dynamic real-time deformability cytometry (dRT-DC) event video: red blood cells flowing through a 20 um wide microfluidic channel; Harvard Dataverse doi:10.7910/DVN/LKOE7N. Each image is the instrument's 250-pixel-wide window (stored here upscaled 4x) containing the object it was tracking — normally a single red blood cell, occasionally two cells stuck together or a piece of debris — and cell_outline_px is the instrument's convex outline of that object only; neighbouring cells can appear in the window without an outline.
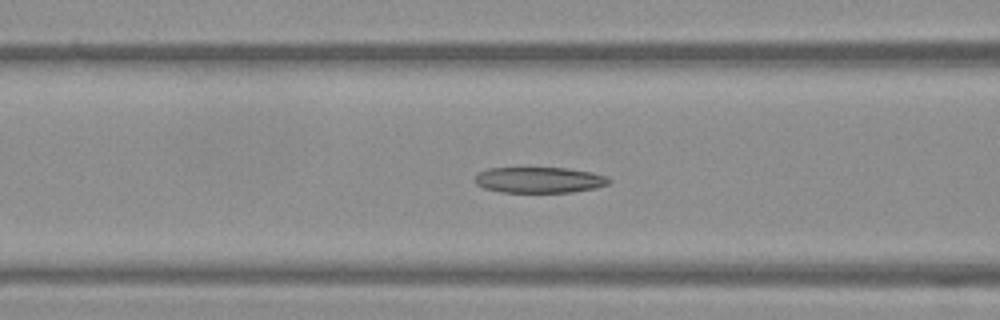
{"species": "Egyptian fruit bat (a non-hibernating species)", "species_latin": "Rousettus aegyptiacus", "temperature_condition": "warm", "stored_images_in_passage": 42, "camera_frame_rate_fps": 3000, "um_per_image_px": 0.085, "frame": {"image": 1, "passage_image": 9, "time_ms": 2.667, "image_size_px": [1000, 320], "cell_outline_px": [[612, 180], [608, 184], [596, 188], [572, 192], [500, 192], [484, 188], [476, 184], [476, 176], [480, 172], [488, 168], [568, 168], [592, 172], [608, 176]], "centroid_in_image_um": [45.89, 15.29], "position_along_channel_um": 120.7, "area_um2": 20.23}}
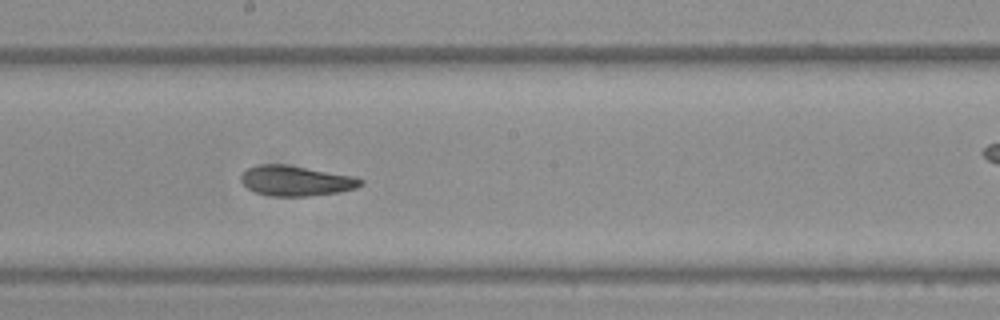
{"frame": {"image": 2, "passage_image": 17, "time_ms": 5.333, "image_size_px": [1000, 320], "cell_outline_px": [[364, 184], [356, 188], [340, 192], [308, 196], [272, 196], [256, 192], [248, 188], [240, 180], [240, 176], [248, 168], [260, 164], [284, 164], [352, 176], [364, 180]], "centroid_in_image_um": [25.16, 15.37], "position_along_channel_um": 223.0, "area_um2": 20.87}}
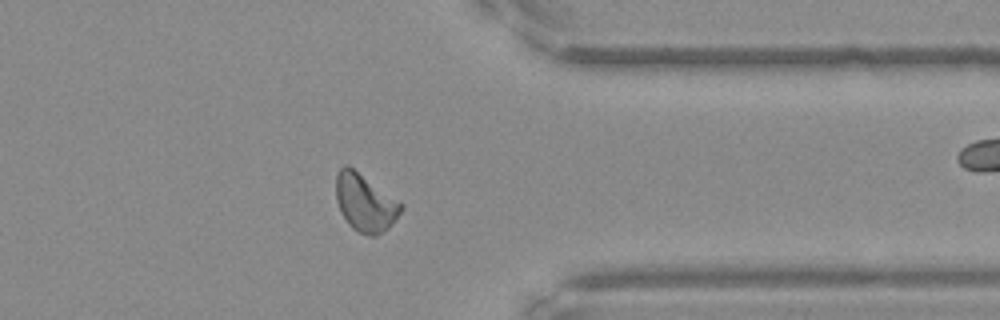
{"frame": {"image": 3, "passage_image": 30, "time_ms": 9.667, "image_size_px": [1000, 320], "cell_outline_px": [[404, 208], [388, 228], [376, 236], [368, 236], [352, 228], [348, 224], [340, 212], [336, 200], [336, 172], [344, 164], [348, 164], [404, 204]], "centroid_in_image_um": [31.02, 17.21], "position_along_channel_um": 380.4, "area_um2": 21.96}, "authors_computed_cell_mechanics": {"area_um2": 21.0681, "velocity_mm_per_s": 3.833, "shape_relaxation_time_tau1_ms": 5.8754, "shape_relaxation_time_tau2_ms": 2.2636, "deformation_change_tau1": 0.1681, "deformation_change_tau2": 0.0986}}